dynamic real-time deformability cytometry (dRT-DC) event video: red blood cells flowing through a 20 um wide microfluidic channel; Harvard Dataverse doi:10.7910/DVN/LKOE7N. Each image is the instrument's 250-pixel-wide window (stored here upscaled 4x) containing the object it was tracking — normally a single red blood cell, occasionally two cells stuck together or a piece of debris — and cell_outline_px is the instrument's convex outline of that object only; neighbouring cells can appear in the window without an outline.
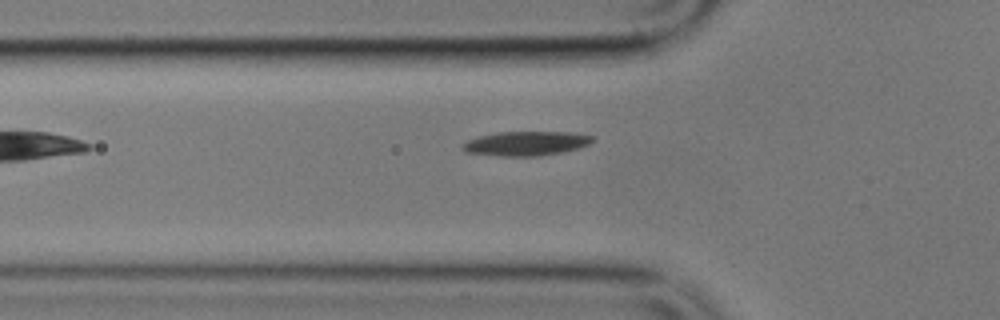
{"species": "common noctule bat (a hibernating species)", "species_latin": "Nyctalus noctula", "temperature_condition": "cold", "stored_images_in_passage": 2, "camera_frame_rate_fps": 3000, "um_per_image_px": 0.085, "animal": {"sex": "male", "body_mass_g": 17.9}, "frame": {"image": 1, "passage_image": 2, "time_ms": 2.0, "image_size_px": [1000, 320], "cell_outline_px": [[596, 140], [580, 148], [564, 152], [540, 156], [500, 156], [464, 152], [460, 148], [460, 144], [468, 140], [480, 136], [496, 132], [572, 132], [592, 136]], "centroid_in_image_um": [44.7, 12.2], "position_along_channel_um": 81.1, "area_um2": 18.67}}